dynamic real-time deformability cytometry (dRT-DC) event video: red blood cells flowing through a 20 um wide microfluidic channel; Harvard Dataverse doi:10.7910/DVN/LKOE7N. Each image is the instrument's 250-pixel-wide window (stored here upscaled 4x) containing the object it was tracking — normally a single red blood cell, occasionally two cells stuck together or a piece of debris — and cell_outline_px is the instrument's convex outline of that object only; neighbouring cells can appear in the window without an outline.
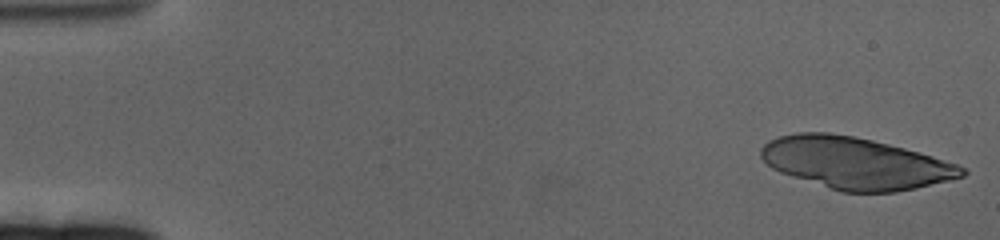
{"species": "human", "species_latin": "Homo sapiens", "temperature_condition": "cold", "stored_images_in_passage": 19, "camera_frame_rate_fps": 3000, "um_per_image_px": 0.085, "donor": {"sex": "female"}, "frame": {"image": 1, "passage_image": 1, "time_ms": 0.0, "image_size_px": [1000, 240], "cell_outline_px": [[968, 172], [964, 176], [916, 188], [896, 192], [840, 192], [780, 172], [772, 168], [760, 156], [760, 148], [768, 140], [780, 136], [796, 132], [828, 132], [852, 136], [872, 140], [920, 152], [968, 168]], "centroid_in_image_um": [72.7, 13.86], "position_along_channel_um": 12.3, "area_um2": 60.46}}